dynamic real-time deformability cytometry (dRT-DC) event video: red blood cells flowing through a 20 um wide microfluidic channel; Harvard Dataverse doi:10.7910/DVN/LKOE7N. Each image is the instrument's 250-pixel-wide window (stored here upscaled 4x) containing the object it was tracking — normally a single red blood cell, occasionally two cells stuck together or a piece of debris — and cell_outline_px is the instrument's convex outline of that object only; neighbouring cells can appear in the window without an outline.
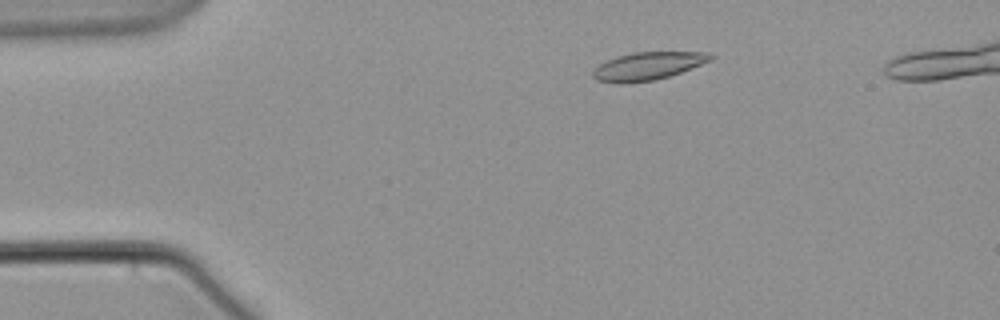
{"species": "common noctule bat (a hibernating species)", "species_latin": "Nyctalus noctula", "temperature_condition": "warm", "stored_images_in_passage": 4, "camera_frame_rate_fps": 3000, "um_per_image_px": 0.085, "animal": {"sex": "male", "body_mass_g": 21.5, "forearm_length_mm": 52.0}, "frame": {"image": 1, "passage_image": 2, "time_ms": 1.333, "image_size_px": [1000, 320], "cell_outline_px": [[716, 56], [712, 60], [680, 72], [668, 76], [652, 80], [620, 84], [616, 84], [596, 80], [592, 76], [592, 72], [600, 64], [616, 56], [632, 52], [708, 52]], "centroid_in_image_um": [55.05, 5.61], "position_along_channel_um": 29.9, "area_um2": 19.07}}